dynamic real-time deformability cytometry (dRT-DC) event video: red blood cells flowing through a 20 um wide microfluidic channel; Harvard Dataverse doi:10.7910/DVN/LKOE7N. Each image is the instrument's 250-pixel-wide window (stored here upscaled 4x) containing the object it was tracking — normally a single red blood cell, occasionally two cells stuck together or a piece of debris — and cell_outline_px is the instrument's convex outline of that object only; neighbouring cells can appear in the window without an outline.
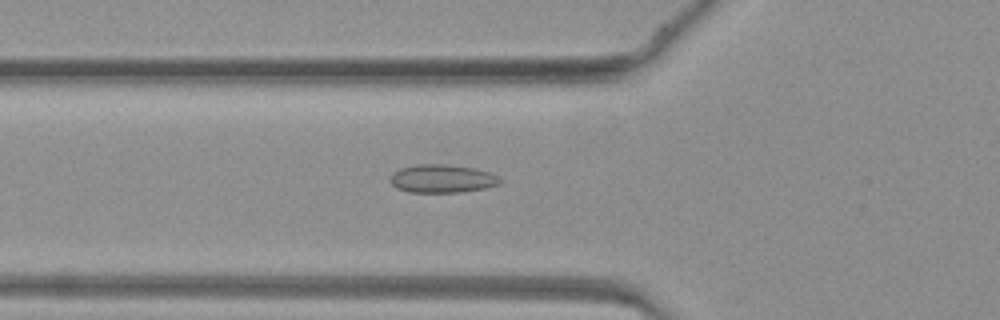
{"species": "common noctule bat (a hibernating species)", "species_latin": "Nyctalus noctula", "temperature_condition": "warm", "stored_images_in_passage": 45, "camera_frame_rate_fps": 3000, "um_per_image_px": 0.085, "animal": {"sex": "female", "body_mass_g": 19.3, "forearm_length_mm": 54.1}, "frame": {"image": 1, "passage_image": 17, "time_ms": 5.333, "image_size_px": [1000, 320], "cell_outline_px": [[504, 180], [500, 184], [488, 188], [460, 192], [408, 192], [396, 188], [388, 180], [392, 172], [400, 168], [416, 164], [448, 164], [472, 168], [488, 172], [500, 176]], "centroid_in_image_um": [37.59, 15.18], "position_along_channel_um": 88.2, "area_um2": 18.38}}
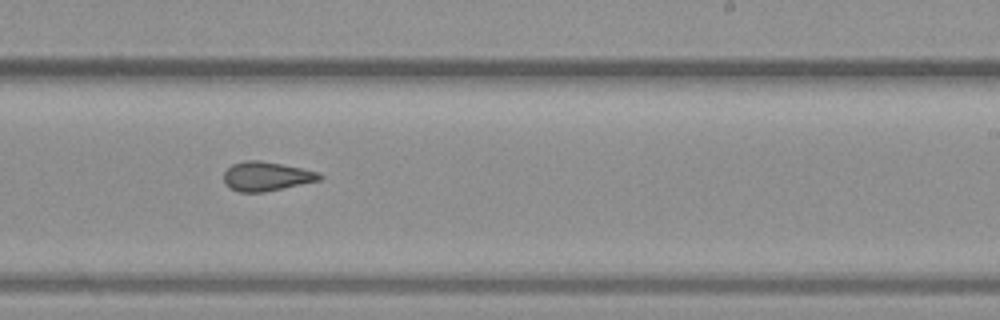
{"frame": {"image": 2, "passage_image": 29, "time_ms": 9.333, "image_size_px": [1000, 320], "cell_outline_px": [[324, 176], [320, 180], [264, 192], [240, 192], [228, 188], [224, 184], [224, 172], [232, 164], [244, 160], [260, 160], [320, 172]], "centroid_in_image_um": [22.62, 14.99], "position_along_channel_um": 266.4, "area_um2": 16.3}}
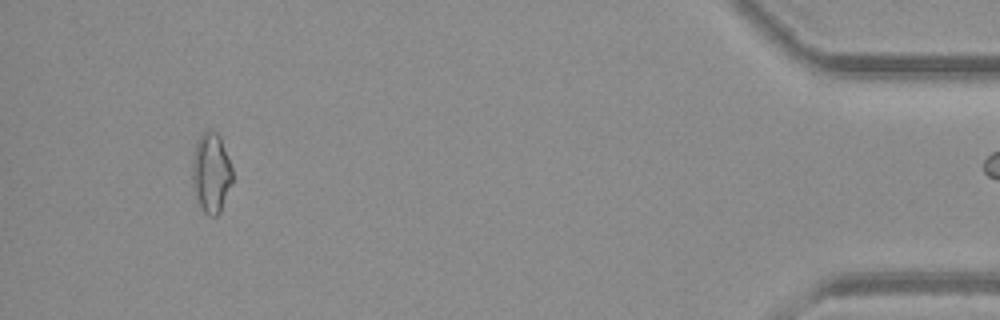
{"frame": {"image": 3, "passage_image": 44, "time_ms": 14.333, "image_size_px": [1000, 320], "cell_outline_px": [[232, 184], [220, 212], [216, 216], [208, 216], [200, 208], [192, 188], [192, 152], [196, 140], [200, 132], [216, 132], [220, 136], [232, 168]], "centroid_in_image_um": [17.92, 14.7], "position_along_channel_um": 417.3, "area_um2": 19.07}}